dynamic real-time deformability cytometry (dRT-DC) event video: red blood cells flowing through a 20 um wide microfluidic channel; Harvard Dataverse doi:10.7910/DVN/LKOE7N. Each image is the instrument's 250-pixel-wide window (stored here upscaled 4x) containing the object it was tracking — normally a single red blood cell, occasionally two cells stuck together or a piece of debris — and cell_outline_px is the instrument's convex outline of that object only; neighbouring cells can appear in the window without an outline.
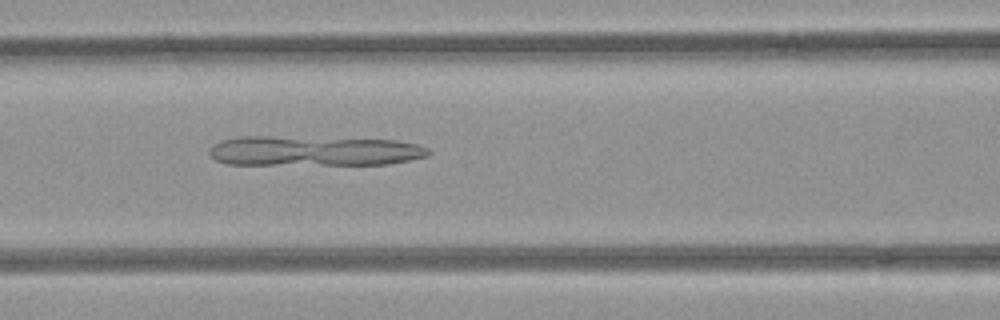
{"species": "common noctule bat (a hibernating species)", "species_latin": "Nyctalus noctula", "temperature_condition": "room temperature", "stored_images_in_passage": 35, "camera_frame_rate_fps": 3000, "um_per_image_px": 0.085, "animal": {"sex": "female", "body_mass_g": 21.9}, "frame": {"image": 1, "passage_image": 6, "time_ms": 1.667, "image_size_px": [1000, 320], "cell_outline_px": [[432, 152], [428, 156], [388, 164], [228, 164], [216, 160], [208, 152], [208, 148], [212, 144], [220, 140], [240, 136], [268, 136], [396, 140], [420, 144], [428, 148]], "centroid_in_image_um": [26.67, 12.82], "position_along_channel_um": 139.9, "area_um2": 38.44}}
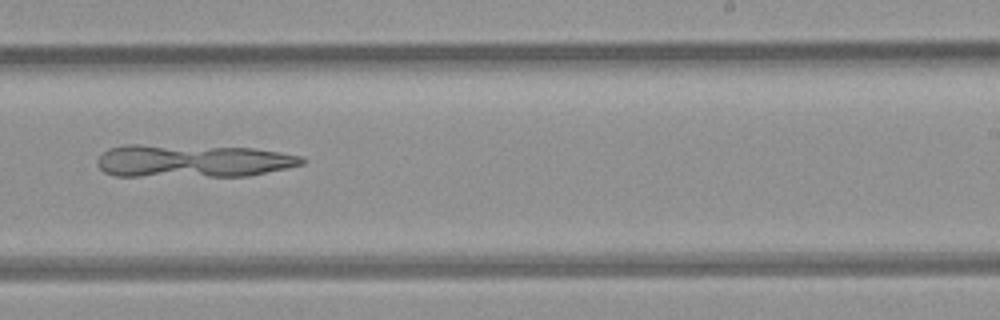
{"frame": {"image": 2, "passage_image": 16, "time_ms": 5.0, "image_size_px": [1000, 320], "cell_outline_px": [[308, 160], [304, 164], [248, 176], [112, 176], [104, 172], [96, 164], [96, 160], [108, 148], [124, 144], [136, 144], [252, 148], [280, 152], [304, 156]], "centroid_in_image_um": [16.36, 13.68], "position_along_channel_um": 272.6, "area_um2": 39.48}}
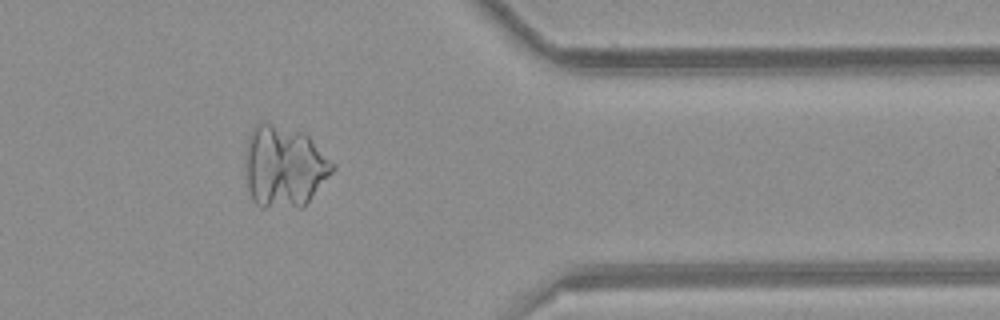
{"frame": {"image": 3, "passage_image": 26, "time_ms": 8.333, "image_size_px": [1000, 320], "cell_outline_px": [[336, 168], [308, 200], [300, 208], [260, 208], [252, 200], [248, 188], [244, 156], [244, 152], [248, 136], [252, 128], [260, 120], [304, 132], [336, 164]], "centroid_in_image_um": [24.12, 14.14], "position_along_channel_um": 387.3, "area_um2": 42.08}}